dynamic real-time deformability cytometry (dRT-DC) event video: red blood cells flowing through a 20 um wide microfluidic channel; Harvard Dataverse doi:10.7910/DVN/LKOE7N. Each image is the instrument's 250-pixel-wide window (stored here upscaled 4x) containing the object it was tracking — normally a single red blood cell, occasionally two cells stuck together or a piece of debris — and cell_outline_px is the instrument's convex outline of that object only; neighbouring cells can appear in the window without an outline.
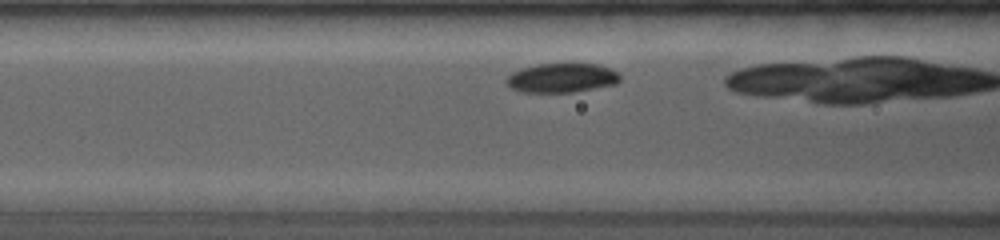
{"species": "common noctule bat (a hibernating species)", "species_latin": "Nyctalus noctula", "temperature_condition": "room temperature", "stored_images_in_passage": 37, "camera_frame_rate_fps": 4000, "um_per_image_px": 0.085, "animal": {"sex": "female", "body_mass_g": 19.0, "forearm_length_mm": 53.3}, "frame": {"image": 1, "passage_image": 6, "time_ms": 1.25, "image_size_px": [1000, 240], "cell_outline_px": [[620, 80], [616, 84], [572, 92], [520, 92], [512, 88], [504, 80], [512, 72], [520, 68], [536, 64], [568, 60], [572, 60], [596, 64], [608, 68], [616, 72], [620, 76]], "centroid_in_image_um": [47.73, 6.56], "position_along_channel_um": 118.9, "area_um2": 20.17}}